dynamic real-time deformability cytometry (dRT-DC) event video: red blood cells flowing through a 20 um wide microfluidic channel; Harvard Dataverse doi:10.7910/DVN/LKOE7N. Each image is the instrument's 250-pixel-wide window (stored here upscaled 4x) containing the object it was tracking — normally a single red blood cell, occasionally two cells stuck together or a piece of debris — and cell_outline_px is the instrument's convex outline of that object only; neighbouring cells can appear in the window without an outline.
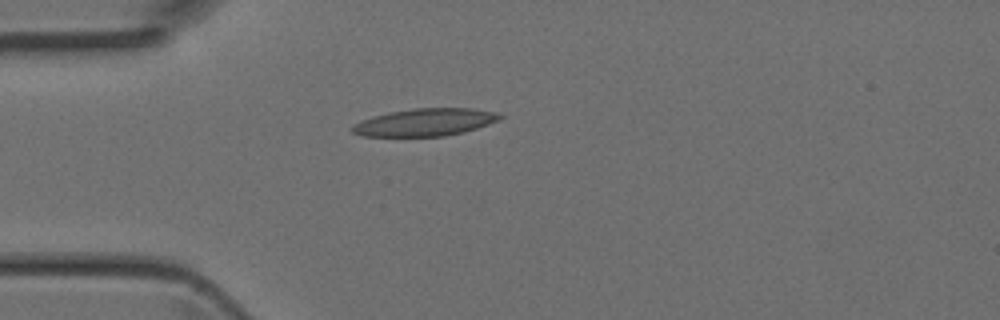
{"species": "Egyptian fruit bat (a non-hibernating species)", "species_latin": "Rousettus aegyptiacus", "temperature_condition": "room temperature", "stored_images_in_passage": 6, "camera_frame_rate_fps": 3000, "um_per_image_px": 0.085, "animal": {"sex": "female"}, "frame": {"image": 1, "passage_image": 6, "time_ms": 1.667, "image_size_px": [1000, 320], "cell_outline_px": [[504, 116], [500, 120], [464, 132], [444, 136], [364, 136], [352, 132], [352, 124], [360, 120], [372, 116], [392, 112], [416, 108], [472, 108], [500, 112]], "centroid_in_image_um": [36.17, 10.38], "position_along_channel_um": 48.8, "area_um2": 23.7}}